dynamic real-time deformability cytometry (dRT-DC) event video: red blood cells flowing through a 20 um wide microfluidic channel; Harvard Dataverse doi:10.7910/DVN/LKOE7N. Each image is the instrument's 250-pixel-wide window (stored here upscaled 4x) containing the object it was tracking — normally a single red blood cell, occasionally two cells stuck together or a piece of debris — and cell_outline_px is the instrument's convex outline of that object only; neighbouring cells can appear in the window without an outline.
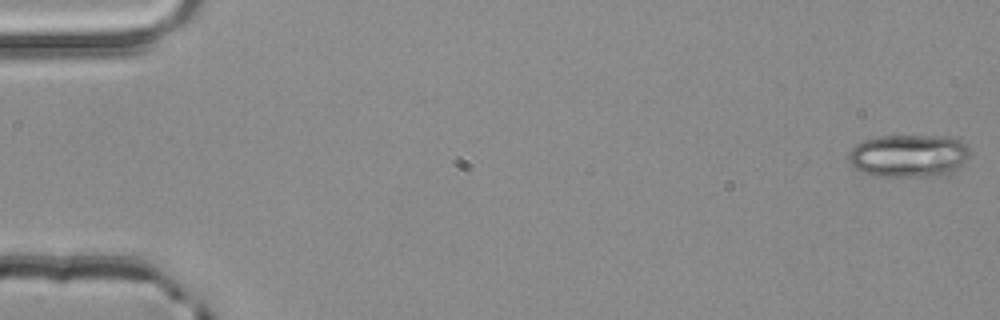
{"species": "common noctule bat (a hibernating species)", "species_latin": "Nyctalus noctula", "temperature_condition": "room temperature", "stored_images_in_passage": 4, "camera_frame_rate_fps": 3000, "um_per_image_px": 0.085, "animal": {"sex": "male", "body_mass_g": 20.4}, "frame": {"image": 1, "passage_image": 4, "time_ms": 1.0, "image_size_px": [1000, 320], "cell_outline_px": [[972, 152], [956, 168], [948, 172], [936, 176], [872, 176], [856, 168], [848, 160], [848, 152], [856, 144], [864, 140], [880, 136], [952, 136], [968, 144]], "centroid_in_image_um": [77.24, 13.22], "position_along_channel_um": 7.8, "area_um2": 30.23}}